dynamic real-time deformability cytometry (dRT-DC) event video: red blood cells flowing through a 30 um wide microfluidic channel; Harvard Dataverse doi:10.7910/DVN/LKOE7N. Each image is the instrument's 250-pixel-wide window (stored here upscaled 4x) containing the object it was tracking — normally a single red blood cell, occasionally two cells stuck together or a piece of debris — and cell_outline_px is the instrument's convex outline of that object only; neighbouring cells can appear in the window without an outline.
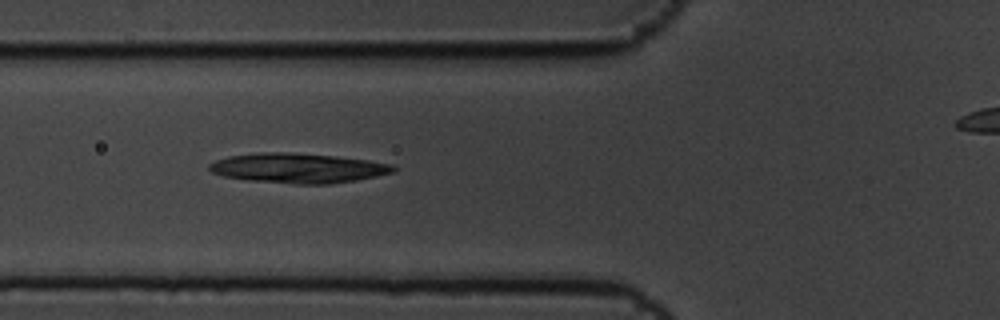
{"species": "common noctule bat (a hibernating species)", "species_latin": "Nyctalus noctula", "temperature_condition": "cold", "stored_images_in_passage": 9, "segment_of_instrument_passage": [1, 2], "camera_frame_rate_fps": 3000, "um_per_image_px": 0.085, "animal": {"sex": "male", "body_mass_g": 19.5, "forearm_length_mm": 54.6}, "frame": {"image": 1, "passage_image": 6, "time_ms": 1.667, "image_size_px": [1000, 320], "cell_outline_px": [[396, 172], [356, 180], [332, 184], [296, 184], [248, 180], [224, 176], [212, 172], [208, 168], [208, 164], [216, 160], [228, 156], [260, 152], [284, 152], [332, 156], [368, 160], [392, 164], [396, 168]], "centroid_in_image_um": [25.33, 14.29], "position_along_channel_um": 100.5, "area_um2": 31.85}}
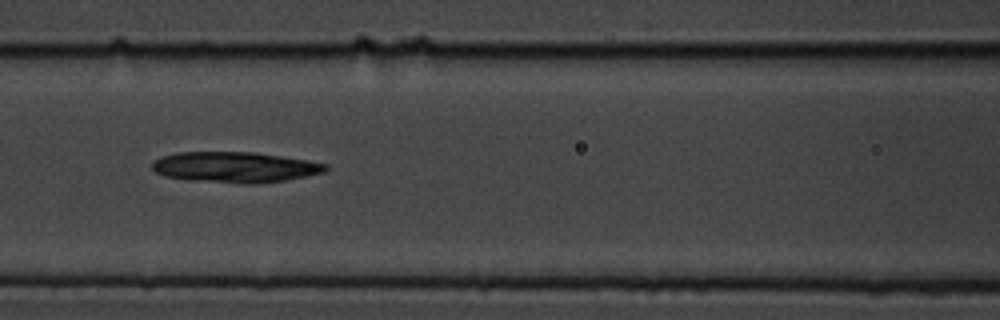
{"frame": {"image": 2, "passage_image": 7, "time_ms": 2.0, "image_size_px": [1000, 320], "cell_outline_px": [[328, 168], [324, 172], [308, 176], [284, 180], [256, 184], [240, 184], [188, 180], [164, 176], [156, 172], [152, 168], [152, 160], [160, 156], [176, 152], [256, 152], [308, 160], [328, 164]], "centroid_in_image_um": [19.95, 14.21], "position_along_channel_um": 146.6, "area_um2": 31.39}}
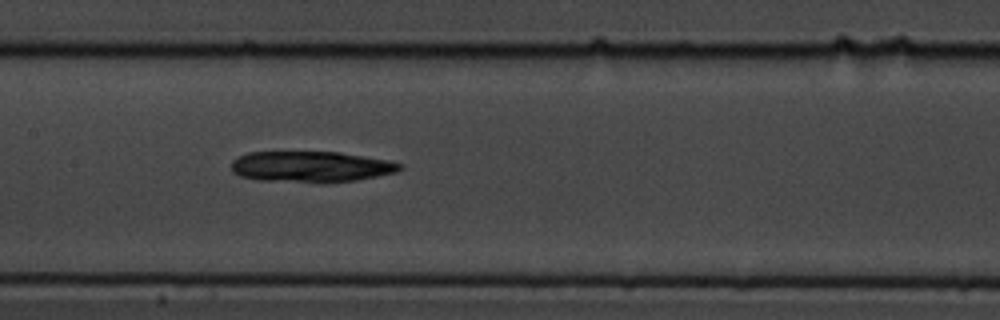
{"frame": {"image": 3, "passage_image": 8, "time_ms": 2.333, "image_size_px": [1000, 320], "cell_outline_px": [[404, 168], [396, 172], [356, 180], [324, 184], [320, 184], [260, 180], [240, 176], [232, 172], [232, 160], [236, 156], [248, 152], [340, 152], [388, 160], [404, 164]], "centroid_in_image_um": [26.43, 14.18], "position_along_channel_um": 181.0, "area_um2": 30.98}}